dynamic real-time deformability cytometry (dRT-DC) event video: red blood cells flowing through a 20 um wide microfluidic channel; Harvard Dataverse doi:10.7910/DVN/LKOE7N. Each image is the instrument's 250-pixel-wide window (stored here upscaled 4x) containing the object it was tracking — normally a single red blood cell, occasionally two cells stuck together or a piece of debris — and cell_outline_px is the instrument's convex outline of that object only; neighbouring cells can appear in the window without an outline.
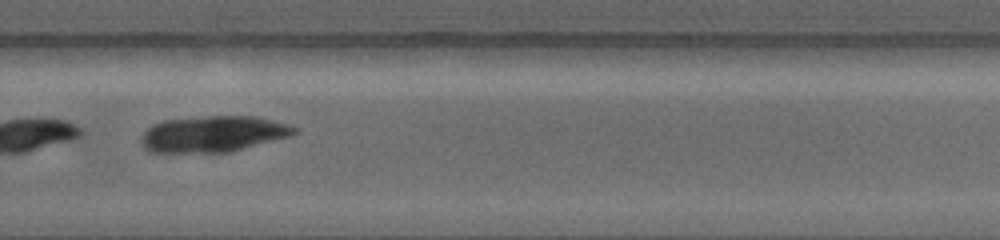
{"species": "common noctule bat (a hibernating species)", "species_latin": "Nyctalus noctula", "temperature_condition": "warm", "stored_images_in_passage": 16, "camera_frame_rate_fps": 5000, "um_per_image_px": 0.085, "animal": {"sex": "female", "body_mass_g": 19.0, "forearm_length_mm": 56.7}, "frame": {"image": 1, "passage_image": 7, "time_ms": 1.2, "image_size_px": [1000, 240], "cell_outline_px": [[300, 128], [292, 136], [228, 152], [152, 152], [144, 148], [140, 144], [140, 136], [152, 124], [164, 120], [208, 116], [256, 116], [288, 124]], "centroid_in_image_um": [18.12, 11.38], "position_along_channel_um": 311.7, "area_um2": 32.31}}